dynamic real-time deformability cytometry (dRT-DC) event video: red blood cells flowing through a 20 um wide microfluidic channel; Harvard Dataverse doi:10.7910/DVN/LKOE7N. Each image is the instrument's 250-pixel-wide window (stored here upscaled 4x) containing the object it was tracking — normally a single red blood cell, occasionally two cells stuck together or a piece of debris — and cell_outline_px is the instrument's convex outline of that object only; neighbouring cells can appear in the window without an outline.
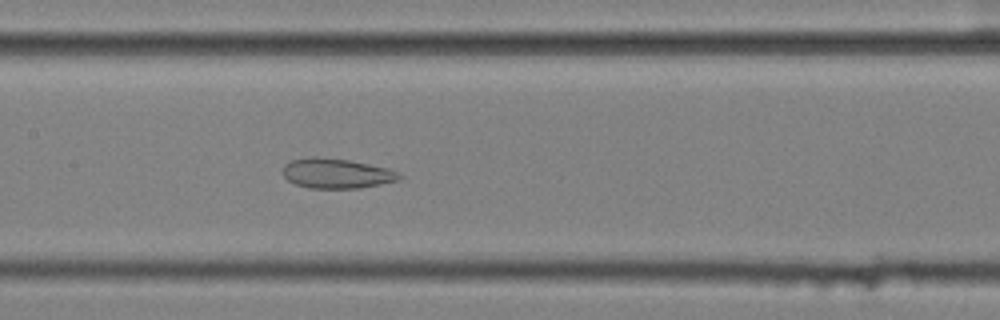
{"species": "common noctule bat (a hibernating species)", "species_latin": "Nyctalus noctula", "temperature_condition": "cold", "stored_images_in_passage": 42, "camera_frame_rate_fps": 3000, "um_per_image_px": 0.085, "animal": {"sex": "female", "body_mass_g": 25.1}, "frame": {"image": 1, "passage_image": 12, "time_ms": 3.667, "image_size_px": [1000, 320], "cell_outline_px": [[404, 176], [400, 180], [360, 188], [308, 188], [296, 184], [288, 180], [284, 176], [284, 164], [292, 160], [312, 156], [348, 160], [388, 168], [400, 172]], "centroid_in_image_um": [28.65, 14.74], "position_along_channel_um": 178.8, "area_um2": 20.29}}
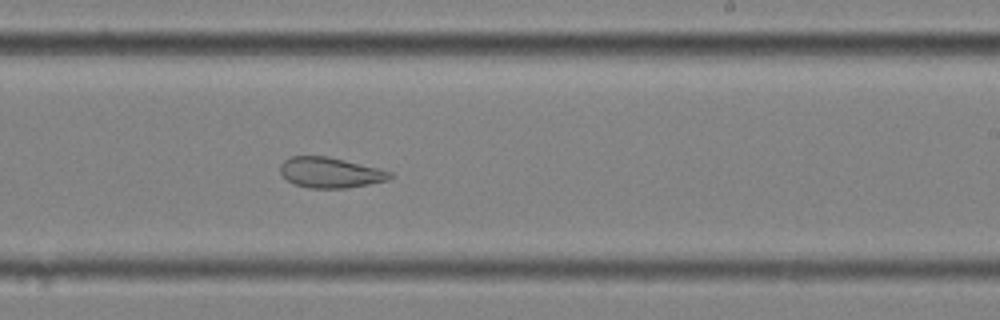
{"frame": {"image": 2, "passage_image": 19, "time_ms": 6.0, "image_size_px": [1000, 320], "cell_outline_px": [[392, 176], [388, 180], [368, 184], [344, 188], [308, 188], [292, 184], [280, 172], [280, 164], [284, 160], [292, 156], [328, 156], [380, 168], [392, 172]], "centroid_in_image_um": [28.06, 14.66], "position_along_channel_um": 260.9, "area_um2": 19.54}}
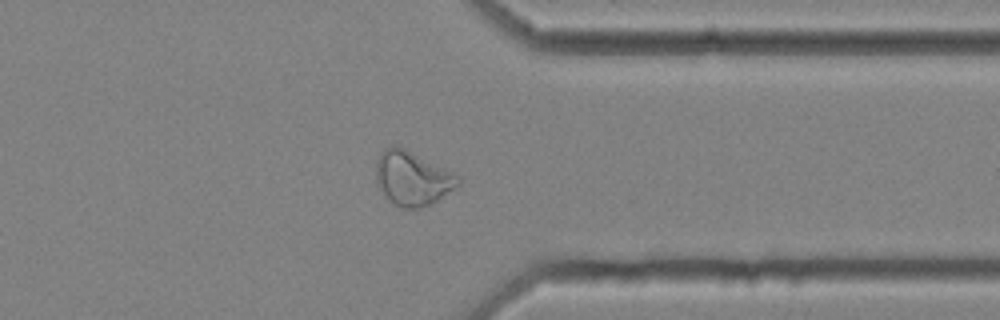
{"frame": {"image": 3, "passage_image": 29, "time_ms": 9.333, "image_size_px": [1000, 320], "cell_outline_px": [[460, 184], [456, 188], [436, 200], [420, 208], [404, 208], [396, 204], [376, 184], [376, 160], [384, 148], [392, 144], [396, 144], [456, 172], [460, 176]], "centroid_in_image_um": [35.08, 15.1], "position_along_channel_um": 376.3, "area_um2": 25.95}, "authors_computed_cell_mechanics": {"area_um2": 23.0333, "velocity_mm_per_s": 3.5311, "shape_relaxation_time_tau1_ms": null, "shape_relaxation_time_tau2_ms": 2.9809, "deformation_change_tau1": null, "deformation_change_tau2": 0.1004}}